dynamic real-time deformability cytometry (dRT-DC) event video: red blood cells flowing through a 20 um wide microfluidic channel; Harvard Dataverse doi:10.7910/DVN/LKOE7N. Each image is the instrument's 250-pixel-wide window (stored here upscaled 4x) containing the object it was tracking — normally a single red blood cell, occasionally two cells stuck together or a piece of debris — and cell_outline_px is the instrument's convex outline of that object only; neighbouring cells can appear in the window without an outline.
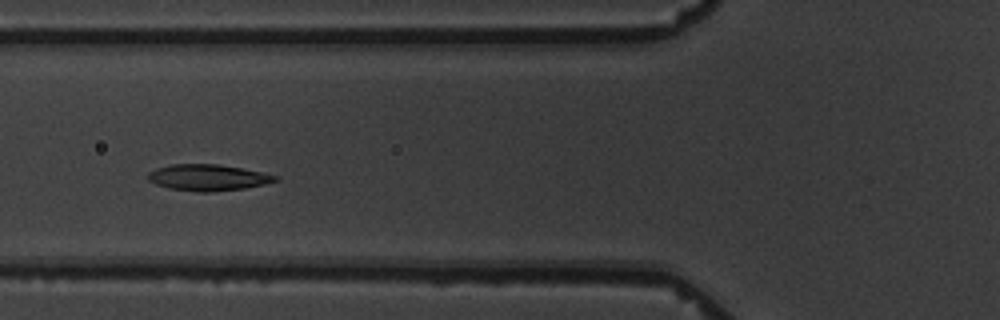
{"species": "common noctule bat (a hibernating species)", "species_latin": "Nyctalus noctula", "temperature_condition": "warm", "stored_images_in_passage": 43, "camera_frame_rate_fps": 3000, "um_per_image_px": 0.085, "animal": {"sex": "male", "body_mass_g": 19.5, "forearm_length_mm": 54.6}, "frame": {"image": 1, "passage_image": 12, "time_ms": 3.667, "image_size_px": [1000, 320], "cell_outline_px": [[280, 180], [264, 184], [244, 188], [212, 192], [196, 192], [168, 188], [156, 184], [148, 180], [148, 172], [156, 168], [172, 164], [220, 164], [244, 168], [276, 176]], "centroid_in_image_um": [17.65, 15.09], "position_along_channel_um": 108.1, "area_um2": 19.54}}
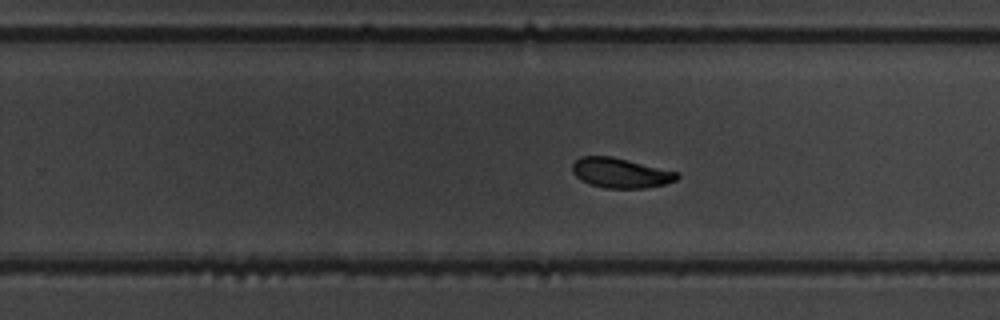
{"frame": {"image": 2, "passage_image": 27, "time_ms": 8.667, "image_size_px": [1000, 320], "cell_outline_px": [[680, 176], [676, 180], [664, 184], [648, 188], [604, 188], [588, 184], [576, 176], [572, 172], [572, 164], [580, 156], [612, 156], [680, 172]], "centroid_in_image_um": [52.76, 14.7], "position_along_channel_um": 277.0, "area_um2": 18.44}}
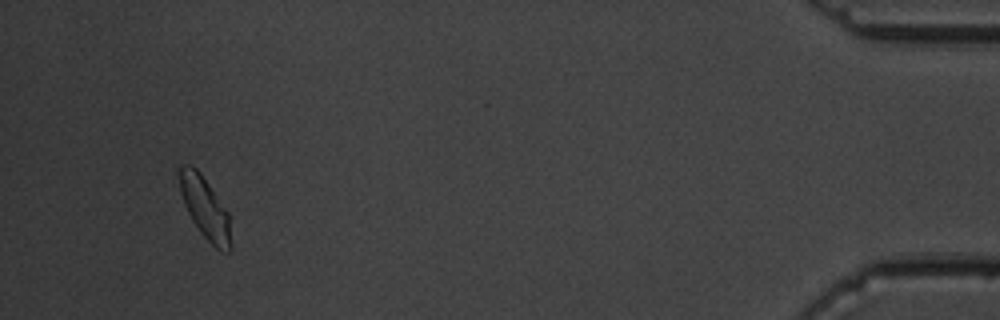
{"frame": {"image": 3, "passage_image": 43, "time_ms": 1681.667, "image_size_px": [1000, 320], "cell_outline_px": [[232, 252], [220, 252], [200, 232], [192, 220], [184, 204], [180, 192], [176, 172], [176, 168], [180, 164], [188, 164], [196, 168], [200, 172], [228, 212], [232, 244]], "centroid_in_image_um": [17.4, 17.65], "position_along_channel_um": 417.8, "area_um2": 18.9}, "authors_computed_cell_mechanics": {"area_um2": 18.9006, "velocity_mm_per_s": 3.382, "shape_relaxation_time_tau1_ms": 4.8828, "shape_relaxation_time_tau2_ms": 1.4938, "deformation_change_tau1": 0.1262, "deformation_change_tau2": 0.0592}}